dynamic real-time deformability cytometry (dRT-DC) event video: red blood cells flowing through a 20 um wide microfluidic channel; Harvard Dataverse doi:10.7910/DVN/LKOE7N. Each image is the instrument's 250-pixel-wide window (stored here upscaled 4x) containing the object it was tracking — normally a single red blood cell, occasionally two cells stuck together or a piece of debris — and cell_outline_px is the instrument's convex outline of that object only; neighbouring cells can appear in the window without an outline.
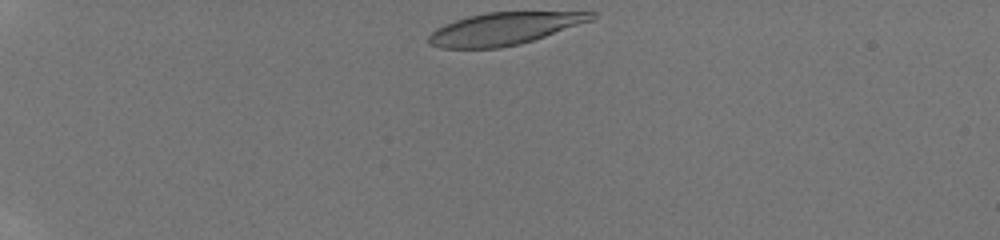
{"species": "human", "species_latin": "Homo sapiens", "temperature_condition": "room temperature", "stored_images_in_passage": 4, "camera_frame_rate_fps": 3000, "um_per_image_px": 0.085, "donor": {"sex": "male"}, "frame": {"image": 1, "passage_image": 1, "time_ms": 0.0, "image_size_px": [1000, 240], "cell_outline_px": [[596, 16], [592, 20], [520, 44], [500, 48], [440, 48], [428, 44], [428, 36], [436, 28], [444, 24], [468, 16], [488, 12], [596, 12]], "centroid_in_image_um": [42.8, 2.44], "position_along_channel_um": 42.2, "area_um2": 30.4}}
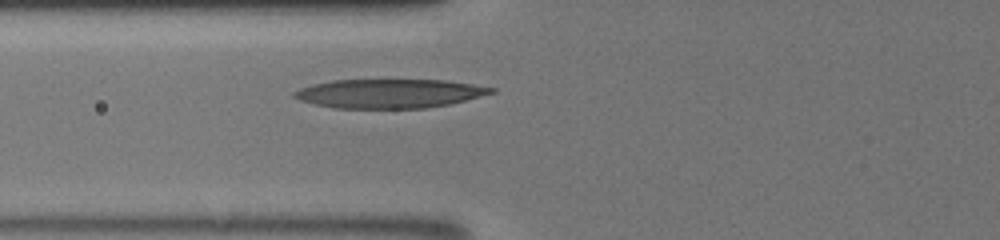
{"frame": {"image": 2, "passage_image": 4, "time_ms": 3.0, "image_size_px": [1000, 240], "cell_outline_px": [[496, 92], [448, 104], [428, 108], [336, 108], [316, 104], [300, 100], [292, 96], [292, 92], [300, 88], [312, 84], [332, 80], [448, 80], [496, 88]], "centroid_in_image_um": [33.09, 7.94], "position_along_channel_um": 92.7, "area_um2": 33.18}}